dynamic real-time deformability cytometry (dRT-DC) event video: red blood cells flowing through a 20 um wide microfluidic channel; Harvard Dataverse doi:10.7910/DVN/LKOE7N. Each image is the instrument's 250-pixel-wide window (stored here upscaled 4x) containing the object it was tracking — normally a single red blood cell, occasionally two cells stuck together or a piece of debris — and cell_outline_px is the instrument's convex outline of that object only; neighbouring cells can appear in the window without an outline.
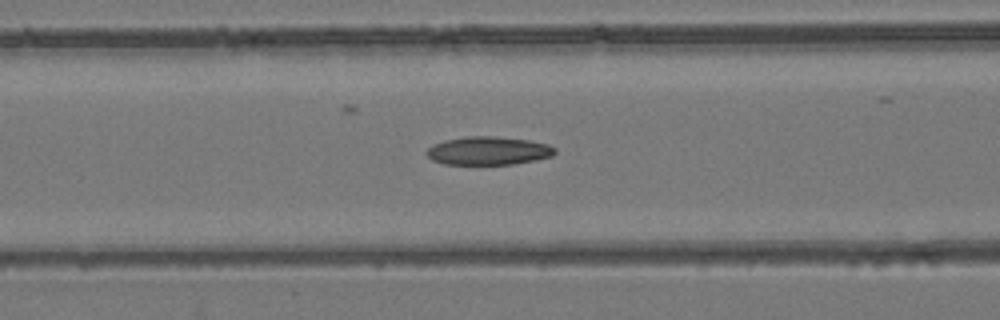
{"species": "common noctule bat (a hibernating species)", "species_latin": "Nyctalus noctula", "temperature_condition": "room temperature", "stored_images_in_passage": 54, "camera_frame_rate_fps": 3000, "um_per_image_px": 0.085, "animal": {"sex": "female", "body_mass_g": 24.6, "forearm_length_mm": 56.2}, "frame": {"image": 1, "passage_image": 23, "time_ms": 7.333, "image_size_px": [1000, 320], "cell_outline_px": [[556, 152], [552, 156], [536, 160], [512, 164], [444, 164], [432, 160], [424, 152], [432, 144], [444, 140], [464, 136], [492, 136], [528, 140], [548, 144], [556, 148]], "centroid_in_image_um": [41.48, 12.81], "position_along_channel_um": 125.1, "area_um2": 21.27}}
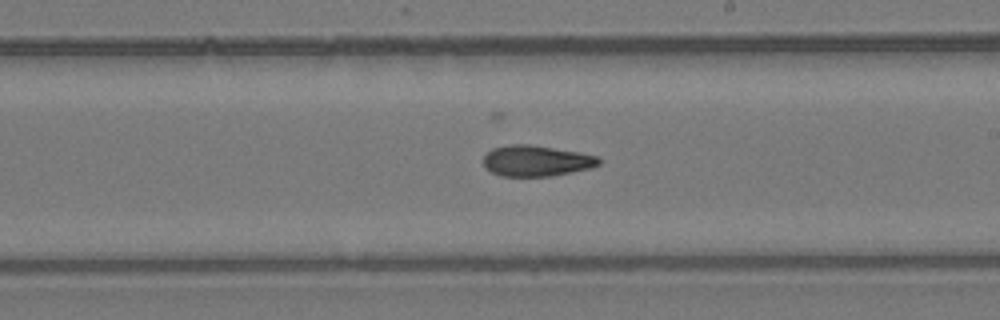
{"frame": {"image": 2, "passage_image": 32, "time_ms": 10.333, "image_size_px": [1000, 320], "cell_outline_px": [[600, 164], [588, 168], [552, 176], [500, 176], [484, 168], [484, 156], [492, 148], [512, 144], [528, 144], [580, 152], [596, 156], [600, 160]], "centroid_in_image_um": [45.55, 13.67], "position_along_channel_um": 243.4, "area_um2": 20.63}}
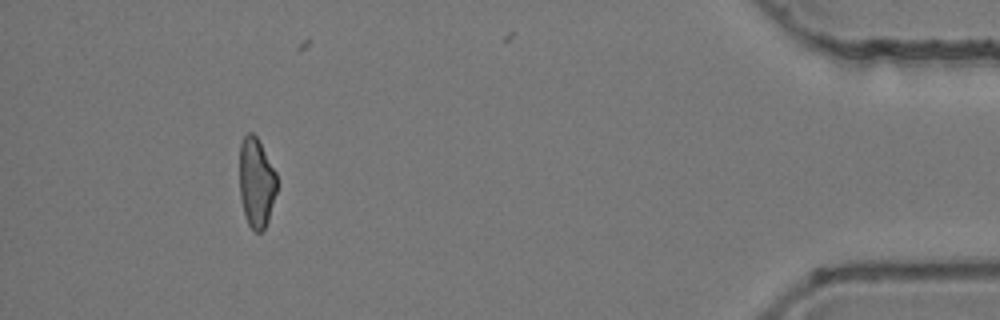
{"frame": {"image": 3, "passage_image": 50, "time_ms": 16.333, "image_size_px": [1000, 320], "cell_outline_px": [[276, 192], [268, 220], [264, 228], [260, 232], [256, 232], [248, 224], [244, 216], [240, 200], [240, 144], [244, 136], [248, 132], [252, 132], [256, 136], [276, 172]], "centroid_in_image_um": [21.77, 15.53], "position_along_channel_um": 413.4, "area_um2": 19.42}, "authors_computed_cell_mechanics": {"area_um2": 21.2126, "velocity_mm_per_s": 3.9418, "shape_relaxation_time_tau1_ms": null, "shape_relaxation_time_tau2_ms": 6.0451, "deformation_change_tau1": null, "deformation_change_tau2": 0.1213}}